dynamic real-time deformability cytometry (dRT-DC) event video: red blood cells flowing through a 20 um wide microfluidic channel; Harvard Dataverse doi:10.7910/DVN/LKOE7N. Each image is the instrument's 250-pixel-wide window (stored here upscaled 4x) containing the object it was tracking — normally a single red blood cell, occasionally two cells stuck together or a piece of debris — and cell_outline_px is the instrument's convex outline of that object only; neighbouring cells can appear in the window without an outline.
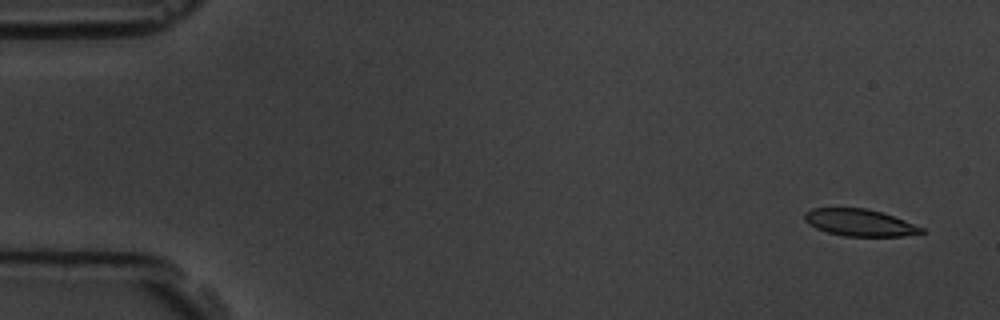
{"species": "common noctule bat (a hibernating species)", "species_latin": "Nyctalus noctula", "temperature_condition": "room temperature", "stored_images_in_passage": 5, "camera_frame_rate_fps": 3000, "um_per_image_px": 0.085, "animal": {"sex": "male", "body_mass_g": 19.5, "forearm_length_mm": 54.6}, "frame": {"image": 1, "passage_image": 1, "time_ms": 0.0, "image_size_px": [1000, 320], "cell_outline_px": [[928, 232], [904, 236], [844, 236], [828, 232], [816, 228], [808, 224], [804, 220], [804, 212], [812, 208], [864, 208], [880, 212], [904, 220], [924, 228]], "centroid_in_image_um": [73.07, 18.93], "position_along_channel_um": 11.9, "area_um2": 18.32}}
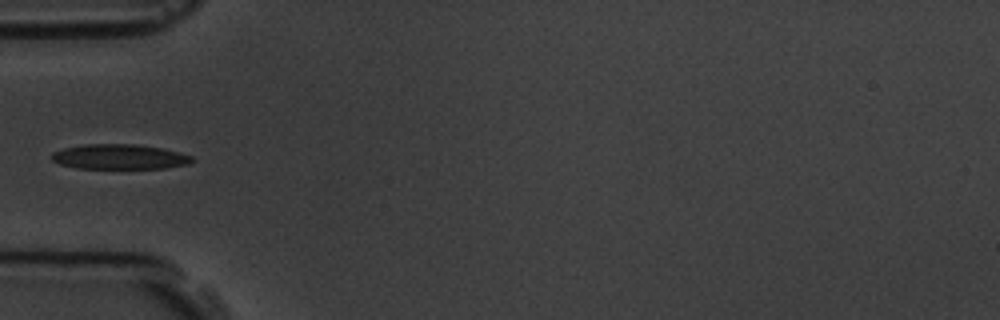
{"frame": {"image": 2, "passage_image": 5, "time_ms": 5.333, "image_size_px": [1000, 320], "cell_outline_px": [[196, 160], [188, 164], [164, 168], [76, 168], [60, 164], [52, 160], [52, 152], [64, 148], [84, 144], [136, 144], [164, 148], [192, 156]], "centroid_in_image_um": [10.18, 13.32], "position_along_channel_um": 74.8, "area_um2": 20.46}}